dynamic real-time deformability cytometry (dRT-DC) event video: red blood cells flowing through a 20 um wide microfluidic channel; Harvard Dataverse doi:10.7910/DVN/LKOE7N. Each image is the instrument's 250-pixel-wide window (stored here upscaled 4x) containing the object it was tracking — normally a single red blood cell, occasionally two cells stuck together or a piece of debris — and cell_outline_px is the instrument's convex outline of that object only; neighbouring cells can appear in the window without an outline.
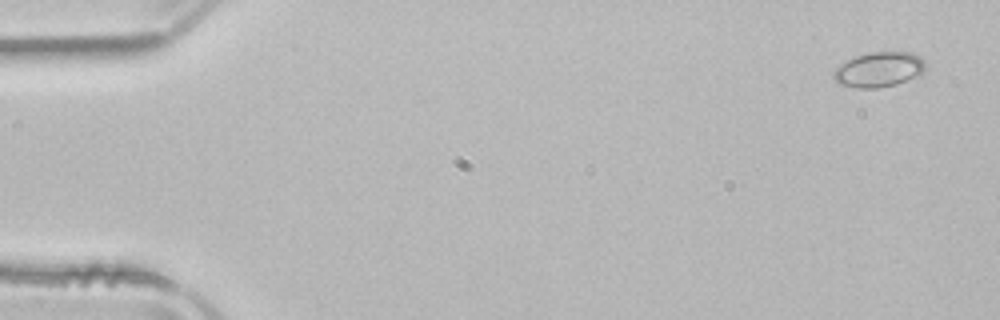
{"species": "common noctule bat (a hibernating species)", "species_latin": "Nyctalus noctula", "temperature_condition": "room temperature", "stored_images_in_passage": 52, "camera_frame_rate_fps": 3000, "um_per_image_px": 0.085, "animal": {"sex": "male", "body_mass_g": 21.5, "forearm_length_mm": 52.0}, "frame": {"image": 1, "passage_image": 1, "time_ms": 0.0, "image_size_px": [1000, 320], "cell_outline_px": [[924, 68], [920, 72], [896, 84], [876, 88], [856, 88], [840, 84], [832, 76], [832, 72], [840, 64], [856, 56], [872, 52], [912, 52], [920, 56], [924, 60]], "centroid_in_image_um": [74.65, 5.9], "position_along_channel_um": 10.3, "area_um2": 18.32}}
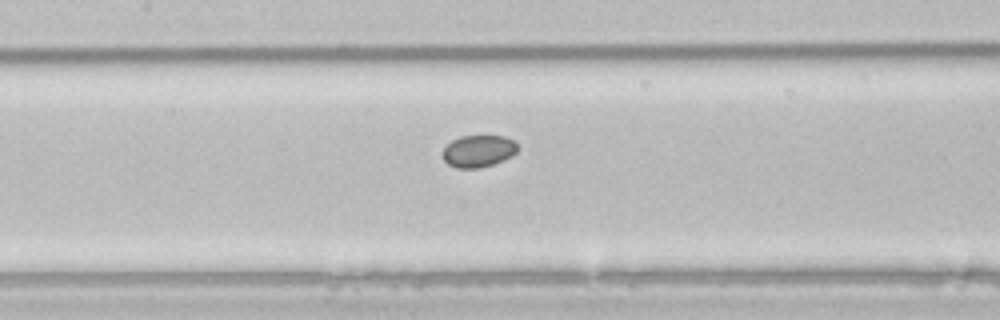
{"frame": {"image": 2, "passage_image": 23, "time_ms": 7.333, "image_size_px": [1000, 320], "cell_outline_px": [[516, 152], [512, 156], [504, 160], [492, 164], [476, 168], [456, 168], [448, 164], [440, 156], [440, 152], [452, 140], [460, 136], [504, 136], [516, 140]], "centroid_in_image_um": [40.63, 12.84], "position_along_channel_um": 166.8, "area_um2": 14.1}}
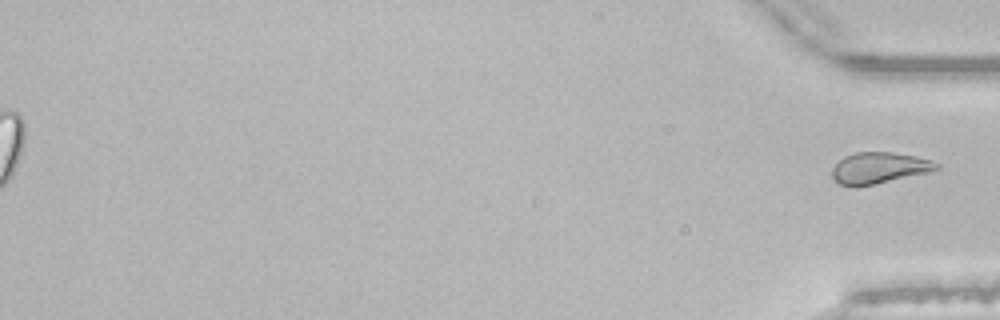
{"frame": {"image": 3, "passage_image": 52, "time_ms": 17.0, "image_size_px": [1000, 320], "cell_outline_px": [[940, 168], [928, 172], [856, 188], [848, 188], [836, 184], [832, 180], [832, 168], [844, 156], [856, 152], [892, 152], [916, 156], [932, 160], [940, 164]], "centroid_in_image_um": [74.66, 14.3], "position_along_channel_um": 360.5, "area_um2": 19.36}}